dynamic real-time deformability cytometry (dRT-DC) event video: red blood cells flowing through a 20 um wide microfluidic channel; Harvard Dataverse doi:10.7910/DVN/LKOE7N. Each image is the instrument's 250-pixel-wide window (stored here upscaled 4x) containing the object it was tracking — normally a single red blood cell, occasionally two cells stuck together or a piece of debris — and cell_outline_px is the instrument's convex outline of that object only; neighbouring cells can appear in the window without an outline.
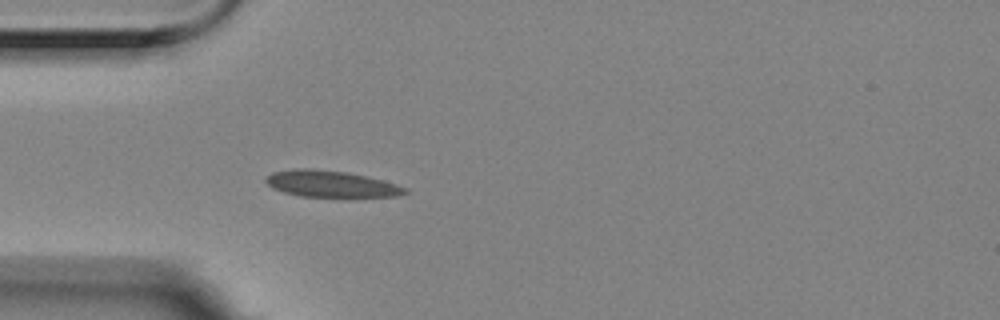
{"species": "Egyptian fruit bat (a non-hibernating species)", "species_latin": "Rousettus aegyptiacus", "temperature_condition": "room temperature", "stored_images_in_passage": 4, "camera_frame_rate_fps": 3000, "um_per_image_px": 0.085, "animal": {"sex": "female"}, "frame": {"image": 1, "passage_image": 4, "time_ms": 1.0, "image_size_px": [1000, 320], "cell_outline_px": [[408, 192], [400, 196], [300, 196], [284, 192], [272, 188], [264, 180], [272, 172], [292, 168], [312, 168], [348, 172], [368, 176], [396, 184], [408, 188]], "centroid_in_image_um": [28.12, 15.61], "position_along_channel_um": 56.9, "area_um2": 21.44}}